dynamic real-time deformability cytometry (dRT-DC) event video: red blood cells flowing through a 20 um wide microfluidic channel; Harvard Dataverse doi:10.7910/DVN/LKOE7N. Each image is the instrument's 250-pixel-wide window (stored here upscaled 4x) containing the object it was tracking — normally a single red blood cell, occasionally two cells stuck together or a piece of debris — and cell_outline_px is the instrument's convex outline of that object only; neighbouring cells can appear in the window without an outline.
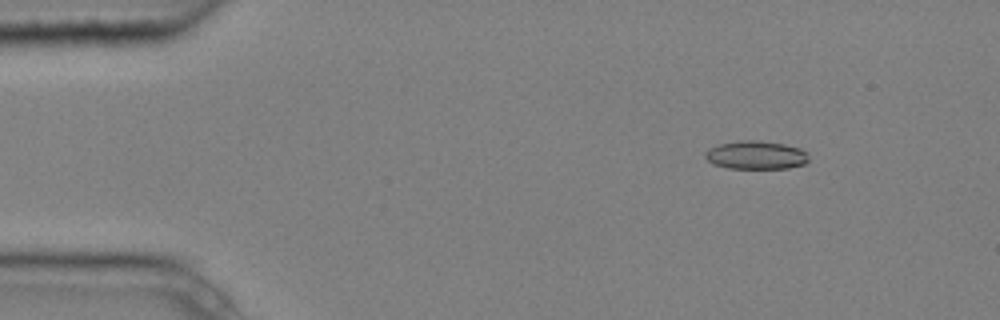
{"species": "common noctule bat (a hibernating species)", "species_latin": "Nyctalus noctula", "temperature_condition": "cold", "stored_images_in_passage": 7, "camera_frame_rate_fps": 3000, "um_per_image_px": 0.085, "animal": {"sex": "male", "body_mass_g": 20.4}, "frame": {"image": 1, "passage_image": 2, "time_ms": 0.333, "image_size_px": [1000, 320], "cell_outline_px": [[808, 160], [804, 164], [788, 168], [728, 168], [716, 164], [708, 160], [704, 156], [704, 152], [708, 148], [720, 144], [740, 140], [756, 140], [784, 144], [800, 148], [808, 152]], "centroid_in_image_um": [64.27, 13.17], "position_along_channel_um": 20.7, "area_um2": 17.05}}
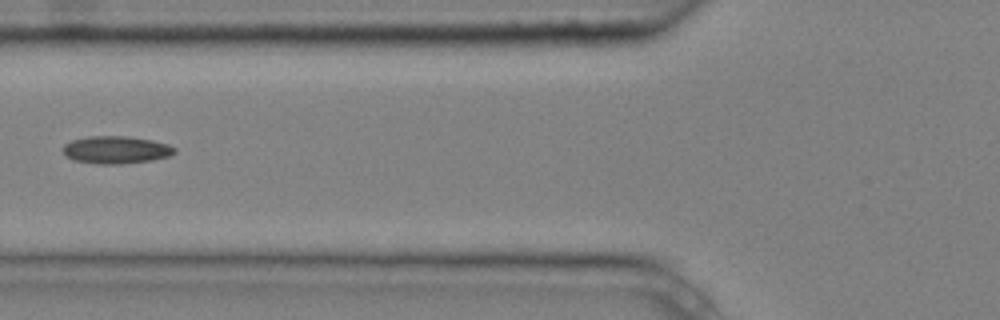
{"frame": {"image": 2, "passage_image": 6, "time_ms": 1.667, "image_size_px": [1000, 320], "cell_outline_px": [[176, 152], [172, 156], [152, 160], [120, 164], [100, 164], [76, 160], [68, 156], [64, 152], [64, 144], [72, 140], [88, 136], [128, 136], [152, 140], [168, 144], [176, 148]], "centroid_in_image_um": [9.93, 12.73], "position_along_channel_um": 115.9, "area_um2": 17.86}}
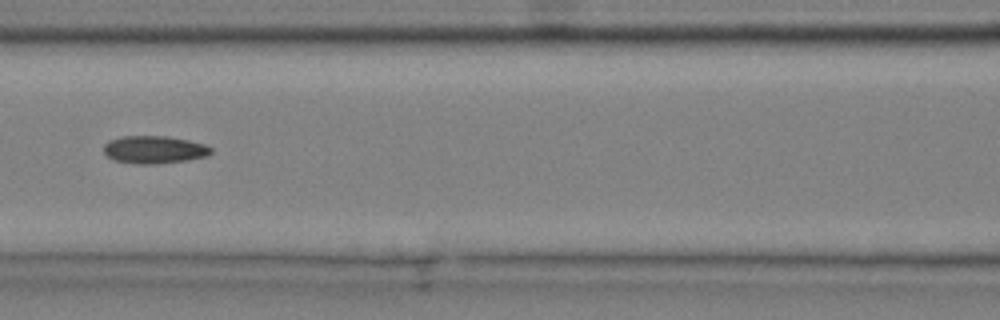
{"frame": {"image": 3, "passage_image": 7, "time_ms": 2.0, "image_size_px": [1000, 320], "cell_outline_px": [[212, 152], [208, 156], [188, 160], [156, 164], [136, 164], [112, 160], [104, 152], [104, 144], [108, 140], [124, 136], [168, 136], [188, 140], [204, 144], [212, 148]], "centroid_in_image_um": [13.11, 12.72], "position_along_channel_um": 153.5, "area_um2": 17.46}}